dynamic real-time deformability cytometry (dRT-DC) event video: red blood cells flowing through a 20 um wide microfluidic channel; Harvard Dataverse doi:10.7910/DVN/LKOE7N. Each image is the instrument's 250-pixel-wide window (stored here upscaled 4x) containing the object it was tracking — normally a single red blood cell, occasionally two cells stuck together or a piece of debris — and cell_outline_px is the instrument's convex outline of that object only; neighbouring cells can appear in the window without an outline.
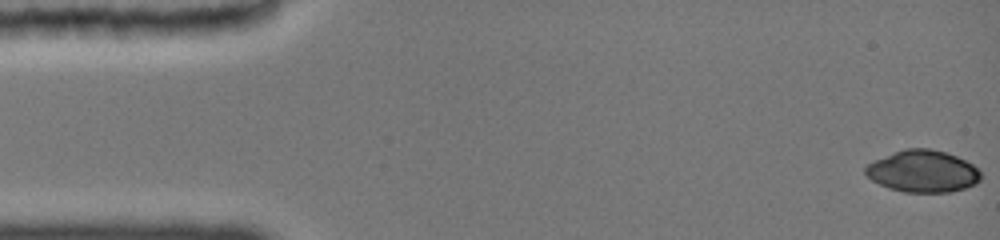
{"species": "common noctule bat (a hibernating species)", "species_latin": "Nyctalus noctula", "temperature_condition": "cold", "stored_images_in_passage": 48, "camera_frame_rate_fps": 3000, "um_per_image_px": 0.085, "animal": {"sex": "female", "body_mass_g": 19.0, "forearm_length_mm": 51.5}, "frame": {"image": 1, "passage_image": 1, "time_ms": 0.0, "image_size_px": [1000, 240], "cell_outline_px": [[980, 180], [976, 184], [952, 192], [904, 192], [888, 188], [872, 180], [864, 172], [864, 168], [868, 164], [876, 160], [904, 148], [928, 148], [944, 152], [956, 156], [972, 164], [980, 172]], "centroid_in_image_um": [78.44, 14.57], "position_along_channel_um": 6.6, "area_um2": 27.98}}
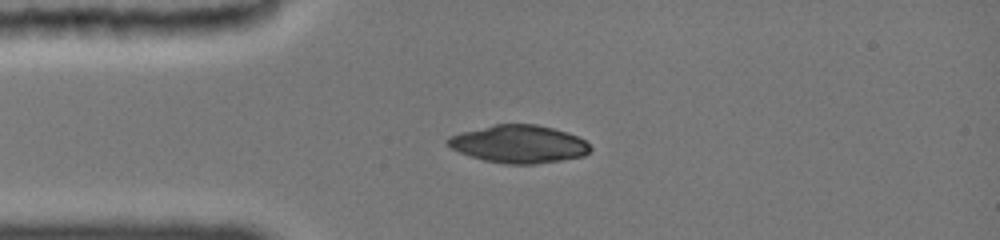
{"frame": {"image": 2, "passage_image": 14, "time_ms": 3.667, "image_size_px": [1000, 240], "cell_outline_px": [[592, 148], [584, 156], [536, 164], [504, 164], [484, 160], [468, 156], [452, 148], [448, 144], [448, 140], [452, 136], [464, 132], [496, 124], [536, 124], [552, 128], [576, 136], [584, 140]], "centroid_in_image_um": [44.13, 12.26], "position_along_channel_um": 40.9, "area_um2": 30.87}}